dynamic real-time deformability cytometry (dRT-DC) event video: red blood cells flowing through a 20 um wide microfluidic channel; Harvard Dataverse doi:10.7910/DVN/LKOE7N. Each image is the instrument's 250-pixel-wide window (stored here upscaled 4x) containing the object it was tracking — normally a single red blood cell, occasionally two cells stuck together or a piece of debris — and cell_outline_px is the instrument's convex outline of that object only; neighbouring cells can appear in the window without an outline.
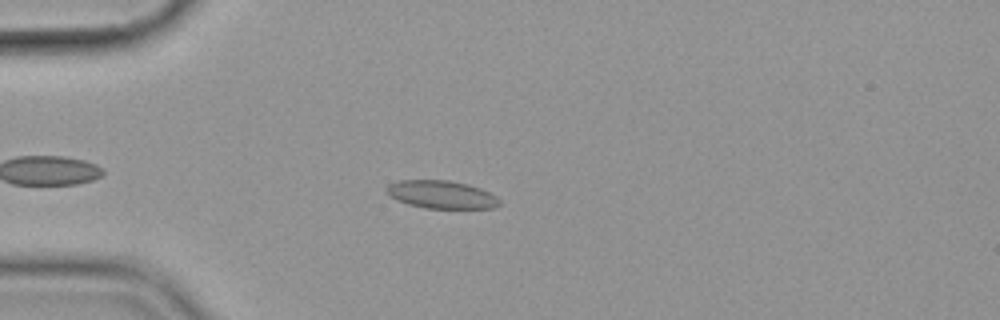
{"species": "common noctule bat (a hibernating species)", "species_latin": "Nyctalus noctula", "temperature_condition": "cold", "stored_images_in_passage": 41, "camera_frame_rate_fps": 3000, "um_per_image_px": 0.085, "animal": {"sex": "female", "body_mass_g": 19.9}, "frame": {"image": 1, "passage_image": 9, "time_ms": 2.667, "image_size_px": [1000, 320], "cell_outline_px": [[500, 204], [496, 208], [424, 208], [408, 204], [396, 200], [388, 196], [388, 184], [400, 180], [448, 180], [468, 184], [480, 188], [496, 196], [500, 200]], "centroid_in_image_um": [37.53, 16.54], "position_along_channel_um": 47.5, "area_um2": 18.38}}
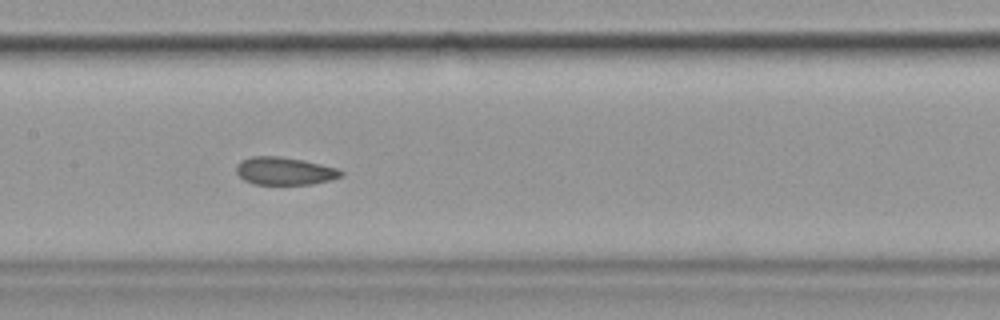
{"frame": {"image": 2, "passage_image": 22, "time_ms": 7.0, "image_size_px": [1000, 320], "cell_outline_px": [[344, 176], [312, 184], [252, 184], [244, 180], [236, 172], [236, 164], [240, 160], [252, 156], [280, 156], [304, 160], [340, 168], [344, 172]], "centroid_in_image_um": [24.2, 14.52], "position_along_channel_um": 183.2, "area_um2": 17.17}}
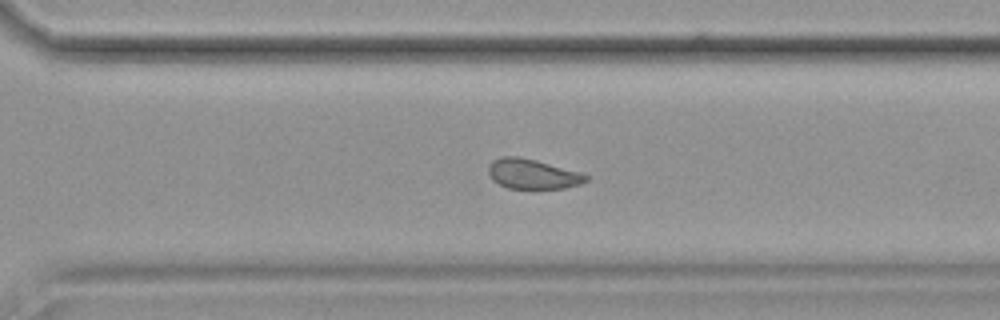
{"frame": {"image": 3, "passage_image": 34, "time_ms": 11.0, "image_size_px": [1000, 320], "cell_outline_px": [[588, 180], [580, 184], [564, 188], [508, 188], [492, 180], [488, 172], [488, 164], [492, 160], [504, 156], [520, 156], [536, 160], [580, 172], [588, 176]], "centroid_in_image_um": [45.24, 14.78], "position_along_channel_um": 325.4, "area_um2": 16.94}, "authors_computed_cell_mechanics": {"area_um2": 18.0336, "velocity_mm_per_s": 3.5593, "shape_relaxation_time_tau1_ms": null, "shape_relaxation_time_tau2_ms": 1.682, "deformation_change_tau1": null, "deformation_change_tau2": 0.062}}